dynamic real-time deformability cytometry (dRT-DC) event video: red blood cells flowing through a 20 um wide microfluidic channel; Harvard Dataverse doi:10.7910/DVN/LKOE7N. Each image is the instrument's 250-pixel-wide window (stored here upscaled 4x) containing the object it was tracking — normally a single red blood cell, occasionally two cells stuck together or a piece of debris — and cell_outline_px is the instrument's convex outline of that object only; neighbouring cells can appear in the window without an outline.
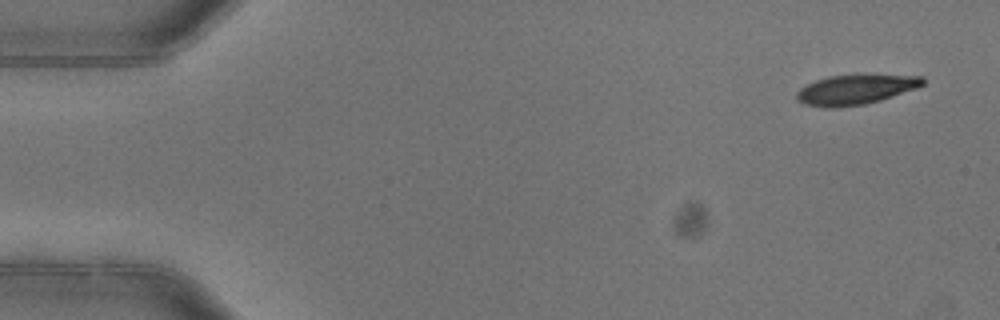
{"species": "common noctule bat (a hibernating species)", "species_latin": "Nyctalus noctula", "temperature_condition": "warm", "stored_images_in_passage": 5, "camera_frame_rate_fps": 3000, "um_per_image_px": 0.085, "animal": {"sex": "female"}, "frame": {"image": 1, "passage_image": 1, "time_ms": 0.0, "image_size_px": [1000, 320], "cell_outline_px": [[924, 84], [916, 88], [880, 100], [864, 104], [836, 108], [828, 108], [804, 104], [796, 100], [796, 92], [800, 88], [816, 80], [828, 76], [924, 76]], "centroid_in_image_um": [72.65, 7.64], "position_along_channel_um": 12.3, "area_um2": 21.39}}
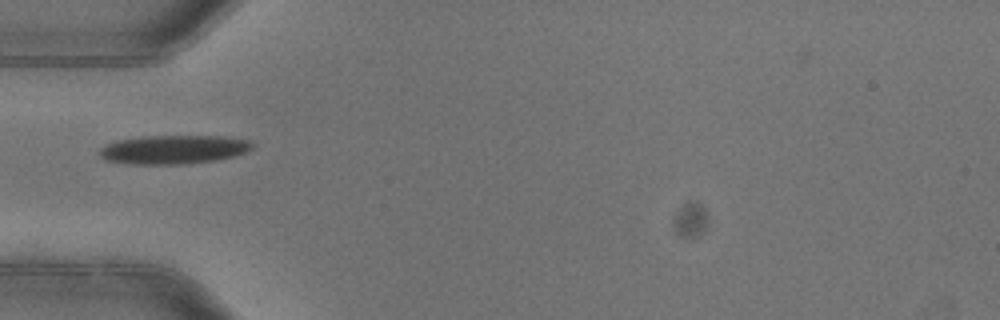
{"frame": {"image": 2, "passage_image": 5, "time_ms": 1.333, "image_size_px": [1000, 320], "cell_outline_px": [[256, 144], [248, 152], [236, 156], [216, 160], [184, 164], [124, 164], [104, 160], [100, 156], [100, 148], [116, 140], [140, 136], [220, 136], [252, 140]], "centroid_in_image_um": [14.79, 12.71], "position_along_channel_um": 70.2, "area_um2": 26.07}}